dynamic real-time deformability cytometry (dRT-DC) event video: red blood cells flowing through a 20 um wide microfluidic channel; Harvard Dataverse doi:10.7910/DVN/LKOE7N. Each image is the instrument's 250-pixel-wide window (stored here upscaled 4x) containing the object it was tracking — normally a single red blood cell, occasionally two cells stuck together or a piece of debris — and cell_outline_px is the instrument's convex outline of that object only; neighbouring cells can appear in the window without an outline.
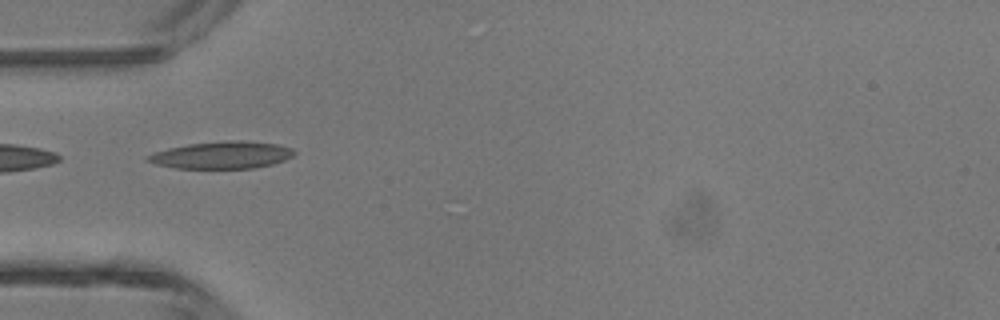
{"species": "common noctule bat (a hibernating species)", "species_latin": "Nyctalus noctula", "temperature_condition": "room temperature", "stored_images_in_passage": 2, "camera_frame_rate_fps": 3000, "um_per_image_px": 0.085, "animal": {"sex": "male", "body_mass_g": 13.3}, "frame": {"image": 1, "passage_image": 1, "time_ms": 0.0, "image_size_px": [1000, 320], "cell_outline_px": [[296, 152], [292, 156], [284, 160], [272, 164], [256, 168], [176, 168], [156, 164], [144, 160], [144, 156], [168, 148], [188, 144], [228, 140], [244, 140], [276, 144], [292, 148]], "centroid_in_image_um": [18.84, 13.17], "position_along_channel_um": 66.2, "area_um2": 23.24}}
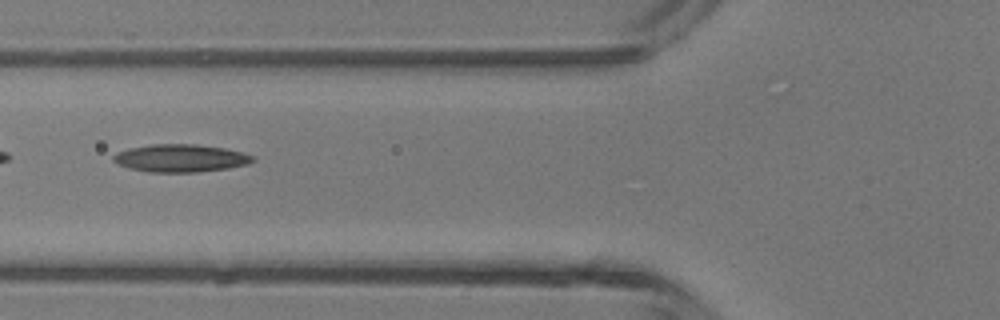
{"frame": {"image": 2, "passage_image": 2, "time_ms": 0.333, "image_size_px": [1000, 320], "cell_outline_px": [[256, 160], [248, 164], [228, 168], [196, 172], [148, 172], [128, 168], [112, 160], [112, 156], [116, 152], [128, 148], [152, 144], [196, 144], [224, 148], [244, 152], [252, 156]], "centroid_in_image_um": [15.34, 13.44], "position_along_channel_um": 110.5, "area_um2": 22.6}}